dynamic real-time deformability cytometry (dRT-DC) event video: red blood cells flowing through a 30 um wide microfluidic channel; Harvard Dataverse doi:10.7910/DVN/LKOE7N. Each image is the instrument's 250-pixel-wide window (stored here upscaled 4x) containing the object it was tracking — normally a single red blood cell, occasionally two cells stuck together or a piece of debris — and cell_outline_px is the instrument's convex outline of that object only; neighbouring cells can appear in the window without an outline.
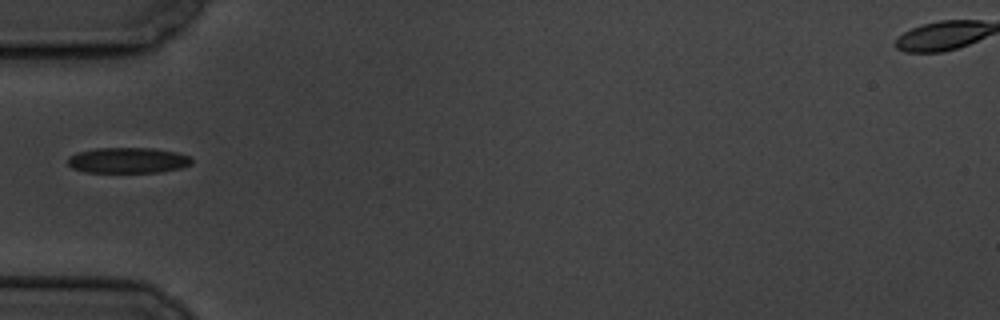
{"species": "common noctule bat (a hibernating species)", "species_latin": "Nyctalus noctula", "temperature_condition": "cold", "stored_images_in_passage": 9, "camera_frame_rate_fps": 3000, "um_per_image_px": 0.085, "animal": {"sex": "male", "body_mass_g": 19.5, "forearm_length_mm": 54.6}, "frame": {"image": 1, "passage_image": 6, "time_ms": 5.667, "image_size_px": [1000, 320], "cell_outline_px": [[192, 164], [180, 168], [160, 172], [84, 172], [72, 168], [68, 164], [68, 156], [76, 152], [96, 148], [152, 148], [176, 152], [188, 156], [192, 160]], "centroid_in_image_um": [10.84, 13.62], "position_along_channel_um": 74.2, "area_um2": 18.55}}
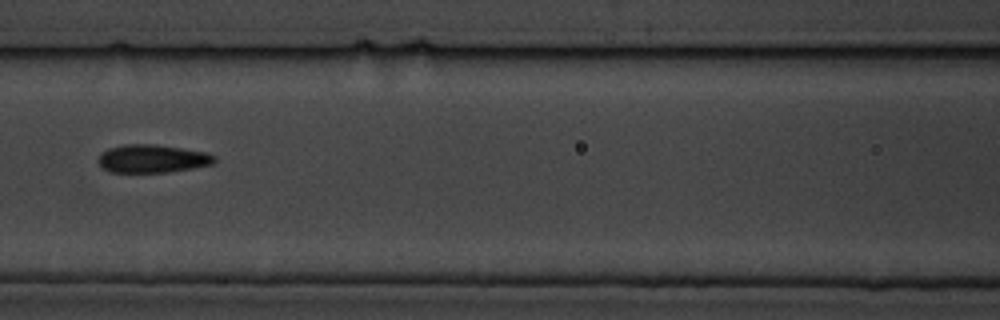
{"frame": {"image": 2, "passage_image": 8, "time_ms": 8.0, "image_size_px": [1000, 320], "cell_outline_px": [[216, 160], [212, 164], [192, 168], [168, 172], [112, 172], [100, 168], [96, 160], [100, 152], [108, 148], [124, 144], [156, 144], [208, 152], [216, 156]], "centroid_in_image_um": [12.9, 13.48], "position_along_channel_um": 153.7, "area_um2": 19.36}}
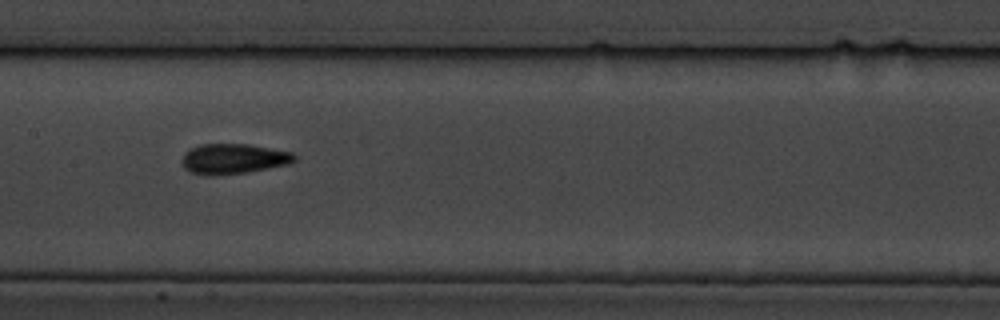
{"frame": {"image": 3, "passage_image": 9, "time_ms": 9.0, "image_size_px": [1000, 320], "cell_outline_px": [[296, 160], [292, 164], [248, 172], [212, 176], [208, 176], [192, 172], [184, 168], [180, 160], [184, 152], [188, 148], [200, 144], [248, 144], [292, 152], [296, 156]], "centroid_in_image_um": [19.83, 13.5], "position_along_channel_um": 187.6, "area_um2": 20.17}}